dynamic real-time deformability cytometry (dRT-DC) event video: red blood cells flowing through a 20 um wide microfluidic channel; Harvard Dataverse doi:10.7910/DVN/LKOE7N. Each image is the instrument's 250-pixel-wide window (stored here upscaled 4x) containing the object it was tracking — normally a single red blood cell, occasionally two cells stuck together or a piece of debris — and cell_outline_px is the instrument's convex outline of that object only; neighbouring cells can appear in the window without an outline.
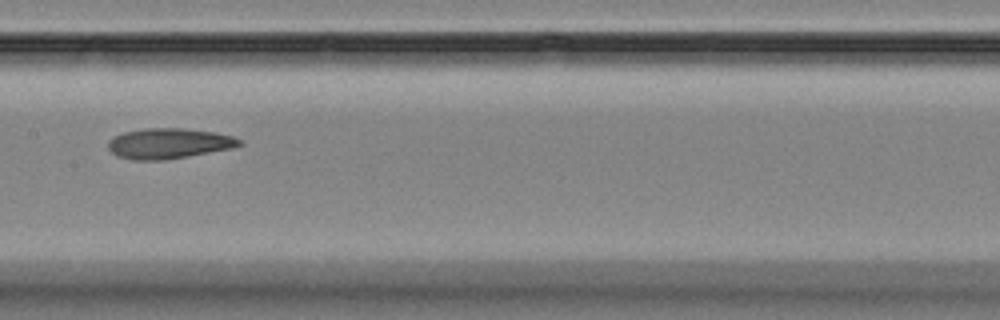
{"species": "Egyptian fruit bat (a non-hibernating species)", "species_latin": "Rousettus aegyptiacus", "temperature_condition": "room temperature", "stored_images_in_passage": 8, "camera_frame_rate_fps": 3000, "um_per_image_px": 0.085, "animal": {"sex": "female"}, "frame": {"image": 1, "passage_image": 7, "time_ms": 8.0, "image_size_px": [1000, 320], "cell_outline_px": [[244, 144], [232, 148], [188, 156], [164, 160], [132, 160], [116, 156], [108, 148], [108, 140], [112, 136], [124, 132], [144, 128], [184, 128], [216, 132], [232, 136], [240, 140]], "centroid_in_image_um": [14.32, 12.19], "position_along_channel_um": 193.1, "area_um2": 23.41}}
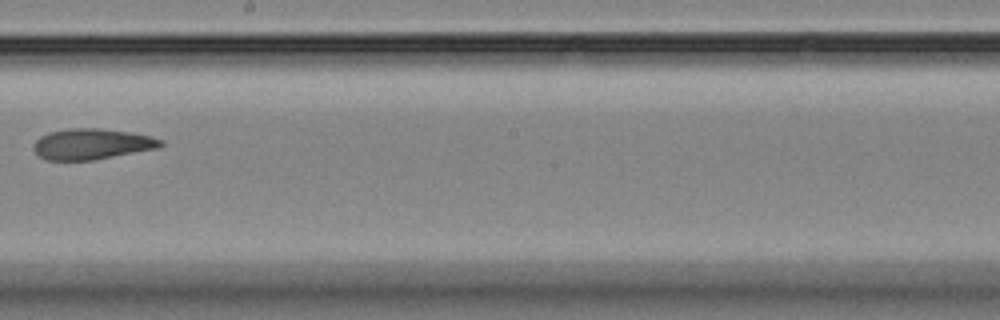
{"frame": {"image": 2, "passage_image": 8, "time_ms": 9.333, "image_size_px": [1000, 320], "cell_outline_px": [[164, 144], [160, 148], [96, 160], [48, 160], [40, 156], [32, 148], [36, 140], [40, 136], [48, 132], [72, 128], [100, 128], [128, 132], [152, 136], [164, 140]], "centroid_in_image_um": [7.85, 12.24], "position_along_channel_um": 240.3, "area_um2": 23.0}}